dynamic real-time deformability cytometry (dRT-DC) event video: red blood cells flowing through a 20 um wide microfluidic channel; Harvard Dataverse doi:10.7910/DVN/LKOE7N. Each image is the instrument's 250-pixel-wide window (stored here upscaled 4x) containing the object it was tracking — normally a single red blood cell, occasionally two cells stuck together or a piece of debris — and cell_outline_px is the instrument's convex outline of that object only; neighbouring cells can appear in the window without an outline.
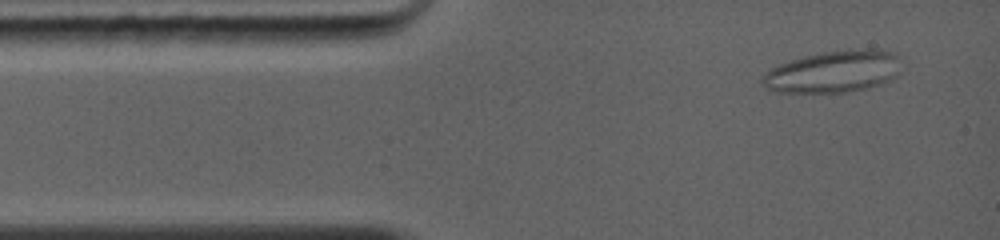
{"species": "common noctule bat (a hibernating species)", "species_latin": "Nyctalus noctula", "temperature_condition": "warm", "stored_images_in_passage": 80, "camera_frame_rate_fps": 5000, "um_per_image_px": 0.085, "animal": {"sex": "female", "body_mass_g": 19.0, "forearm_length_mm": 56.7}, "frame": {"image": 1, "passage_image": 4, "time_ms": 0.6, "image_size_px": [1000, 240], "cell_outline_px": [[900, 56], [896, 76], [892, 80], [868, 88], [844, 92], [776, 92], [768, 88], [760, 80], [760, 76], [772, 68], [780, 64], [804, 56], [824, 52], [868, 48], [896, 52]], "centroid_in_image_um": [70.86, 6.08], "position_along_channel_um": 14.1, "area_um2": 33.76}}
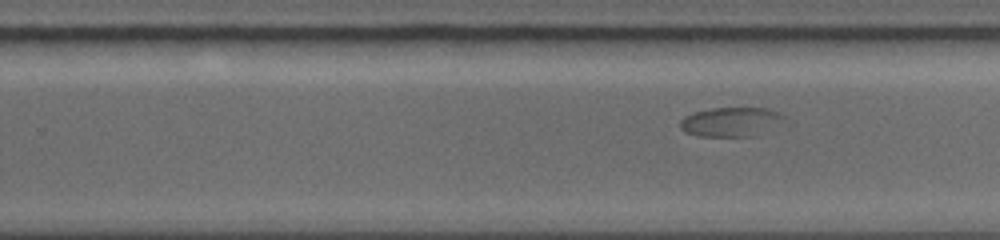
{"frame": {"image": 2, "passage_image": 40, "time_ms": 8.0, "image_size_px": [1000, 240], "cell_outline_px": [[792, 124], [752, 136], [700, 136], [684, 132], [680, 128], [680, 120], [684, 116], [692, 112], [712, 108], [764, 108], [776, 112], [784, 116]], "centroid_in_image_um": [62.24, 10.37], "position_along_channel_um": 267.6, "area_um2": 18.38}}
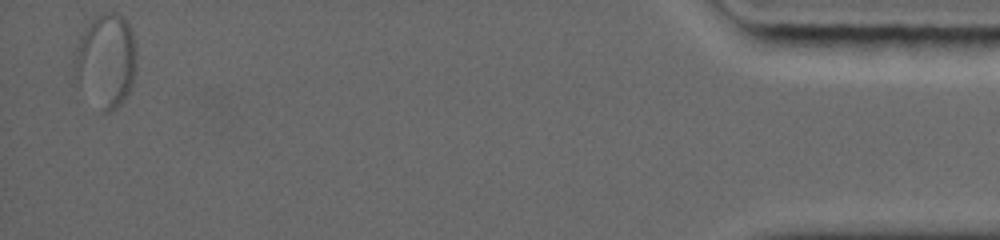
{"frame": {"image": 3, "passage_image": 80, "time_ms": 14.8, "image_size_px": [1000, 240], "cell_outline_px": [[136, 64], [132, 80], [128, 92], [124, 100], [112, 112], [104, 112], [80, 76], [72, 60], [76, 44], [88, 20], [100, 12], [116, 12], [124, 16], [128, 20], [132, 28], [136, 52]], "centroid_in_image_um": [9.07, 4.96], "position_along_channel_um": 426.1, "area_um2": 33.0}}